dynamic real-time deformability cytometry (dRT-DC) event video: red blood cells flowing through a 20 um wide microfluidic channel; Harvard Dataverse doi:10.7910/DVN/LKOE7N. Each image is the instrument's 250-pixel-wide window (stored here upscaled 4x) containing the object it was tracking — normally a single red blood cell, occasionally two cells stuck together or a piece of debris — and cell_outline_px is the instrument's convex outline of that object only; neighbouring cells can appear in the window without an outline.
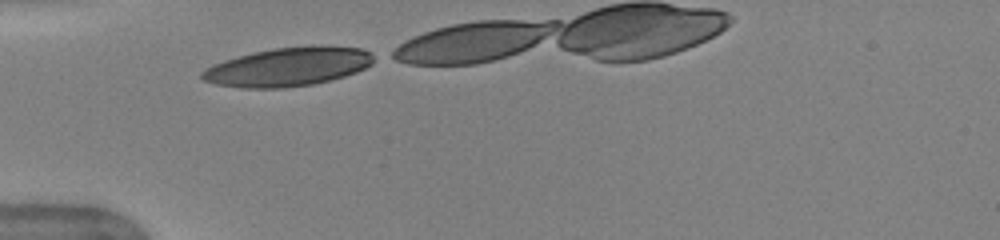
{"species": "human", "species_latin": "Homo sapiens", "temperature_condition": "warm", "stored_images_in_passage": 7, "camera_frame_rate_fps": 3000, "um_per_image_px": 0.085, "donor": {"sex": "female"}, "frame": {"image": 1, "passage_image": 1, "time_ms": 0.0, "image_size_px": [1000, 240], "cell_outline_px": [[380, 56], [372, 64], [356, 72], [344, 76], [312, 84], [284, 88], [240, 88], [216, 84], [204, 80], [200, 76], [200, 72], [212, 64], [224, 60], [252, 52], [276, 48], [360, 48], [372, 52]], "centroid_in_image_um": [24.46, 5.71], "position_along_channel_um": 60.5, "area_um2": 38.03}}